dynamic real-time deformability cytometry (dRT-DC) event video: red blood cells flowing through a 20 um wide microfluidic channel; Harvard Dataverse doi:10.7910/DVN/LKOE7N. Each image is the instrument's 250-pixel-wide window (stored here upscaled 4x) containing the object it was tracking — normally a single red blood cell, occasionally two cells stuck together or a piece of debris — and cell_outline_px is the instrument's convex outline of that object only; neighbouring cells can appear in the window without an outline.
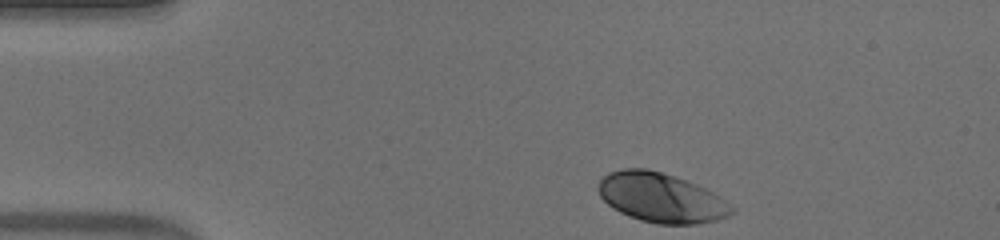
{"species": "human", "species_latin": "Homo sapiens", "temperature_condition": "warm", "stored_images_in_passage": 37, "camera_frame_rate_fps": 3000, "um_per_image_px": 0.085, "donor": {"sex": "male"}, "frame": {"image": 1, "passage_image": 1, "time_ms": 0.0, "image_size_px": [1000, 240], "cell_outline_px": [[736, 212], [728, 216], [716, 220], [696, 224], [656, 224], [640, 220], [628, 216], [612, 208], [600, 196], [596, 188], [600, 180], [608, 172], [624, 168], [644, 168], [660, 172], [696, 184], [720, 196], [736, 208]], "centroid_in_image_um": [56.19, 16.82], "position_along_channel_um": 28.8, "area_um2": 38.55}}
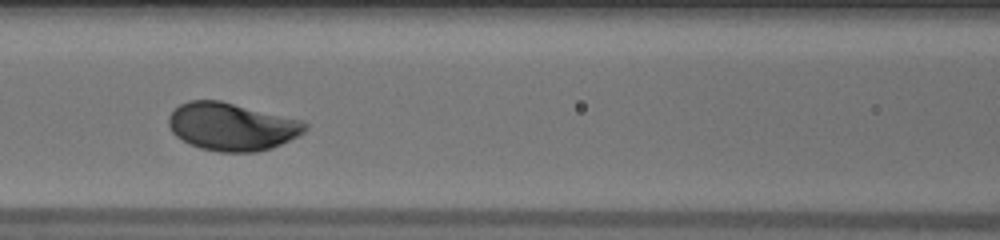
{"frame": {"image": 2, "passage_image": 15, "time_ms": 4.667, "image_size_px": [1000, 240], "cell_outline_px": [[308, 128], [304, 132], [272, 148], [256, 152], [220, 152], [200, 148], [188, 144], [176, 136], [172, 132], [168, 124], [168, 116], [180, 104], [188, 100], [220, 100], [300, 120], [308, 124]], "centroid_in_image_um": [19.66, 10.77], "position_along_channel_um": 146.9, "area_um2": 37.86}}
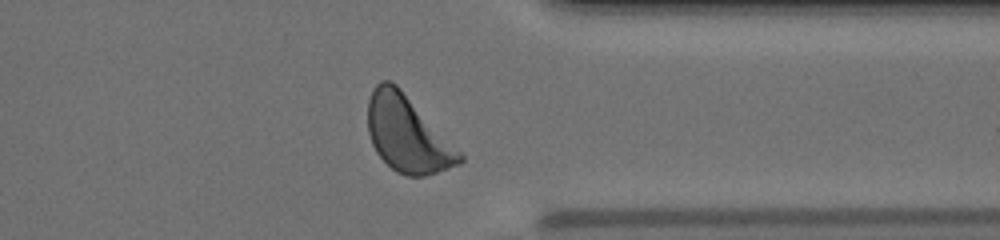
{"frame": {"image": 3, "passage_image": 33, "time_ms": 10.667, "image_size_px": [1000, 240], "cell_outline_px": [[464, 160], [460, 164], [424, 176], [408, 176], [396, 172], [376, 152], [372, 144], [368, 132], [368, 100], [372, 88], [380, 80], [392, 80], [400, 88], [464, 156]], "centroid_in_image_um": [34.6, 11.39], "position_along_channel_um": 376.8, "area_um2": 40.23}, "authors_computed_cell_mechanics": {"area_um2": 37.6278, "velocity_mm_per_s": 3.914, "shape_relaxation_time_tau1_ms": 1.5345, "shape_relaxation_time_tau2_ms": null, "deformation_change_tau1": 0.1294, "deformation_change_tau2": null}}